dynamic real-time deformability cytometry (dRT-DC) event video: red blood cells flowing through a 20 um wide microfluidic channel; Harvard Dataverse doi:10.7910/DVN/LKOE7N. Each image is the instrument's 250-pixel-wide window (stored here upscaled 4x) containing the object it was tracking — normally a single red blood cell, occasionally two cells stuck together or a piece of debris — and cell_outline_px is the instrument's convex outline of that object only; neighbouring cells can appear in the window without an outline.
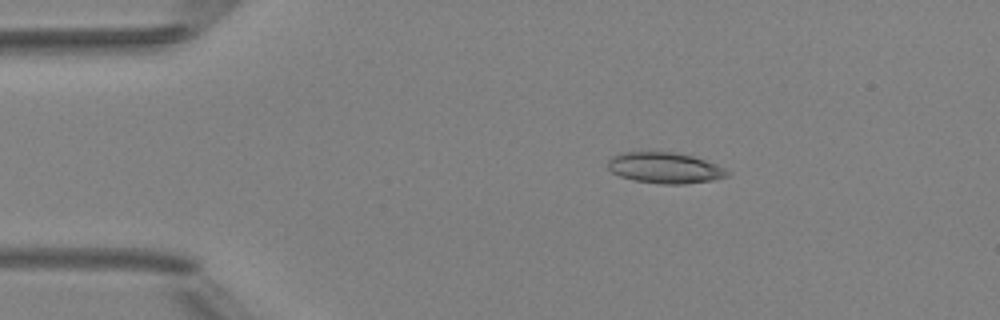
{"species": "Egyptian fruit bat (a non-hibernating species)", "species_latin": "Rousettus aegyptiacus", "temperature_condition": "room temperature", "stored_images_in_passage": 4, "camera_frame_rate_fps": 3000, "um_per_image_px": 0.085, "animal": {"sex": "female"}, "frame": {"image": 1, "passage_image": 2, "time_ms": 1.0, "image_size_px": [1000, 320], "cell_outline_px": [[732, 172], [728, 176], [712, 180], [684, 184], [660, 184], [636, 180], [620, 176], [612, 172], [608, 168], [608, 160], [612, 156], [620, 152], [672, 152], [692, 156], [716, 164]], "centroid_in_image_um": [56.51, 14.27], "position_along_channel_um": 28.5, "area_um2": 21.44}}
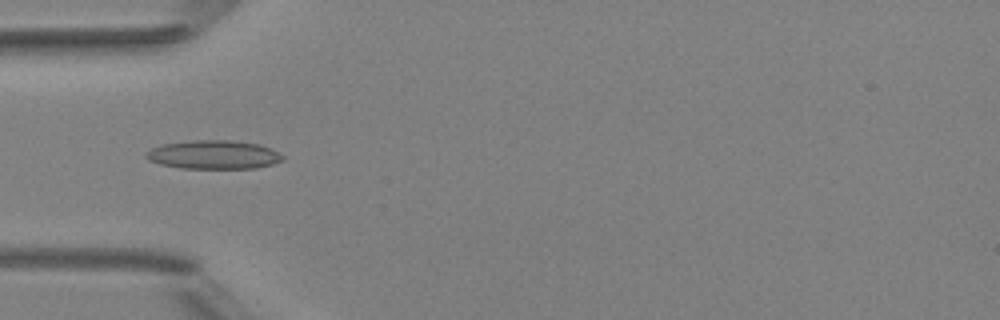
{"frame": {"image": 2, "passage_image": 4, "time_ms": 3.333, "image_size_px": [1000, 320], "cell_outline_px": [[284, 160], [272, 164], [256, 168], [180, 168], [160, 164], [148, 160], [144, 156], [144, 152], [160, 144], [192, 140], [232, 140], [260, 144], [284, 156]], "centroid_in_image_um": [18.11, 13.14], "position_along_channel_um": 66.9, "area_um2": 22.95}}